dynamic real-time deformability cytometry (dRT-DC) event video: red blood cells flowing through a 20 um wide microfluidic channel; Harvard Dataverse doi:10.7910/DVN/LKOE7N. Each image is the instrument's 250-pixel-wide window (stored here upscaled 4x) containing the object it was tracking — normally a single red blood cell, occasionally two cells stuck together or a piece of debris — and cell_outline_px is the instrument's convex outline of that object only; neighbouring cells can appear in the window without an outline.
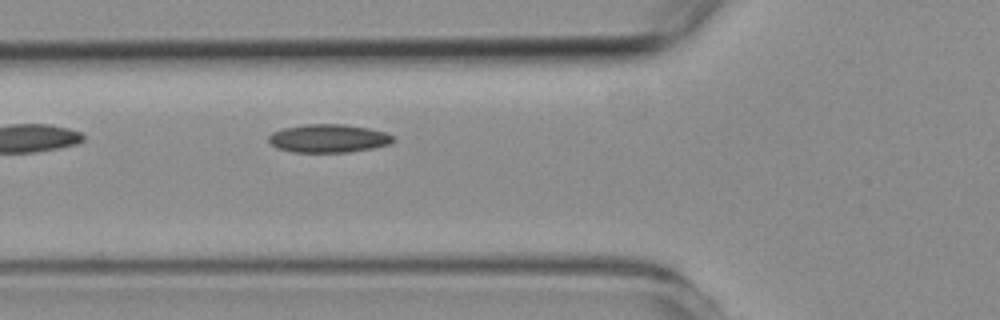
{"species": "common noctule bat (a hibernating species)", "species_latin": "Nyctalus noctula", "temperature_condition": "room temperature", "stored_images_in_passage": 5, "segment_of_instrument_passage": [1, 2], "camera_frame_rate_fps": 3000, "um_per_image_px": 0.085, "animal": {"sex": "female", "body_mass_g": 19.3, "forearm_length_mm": 54.1}, "frame": {"image": 1, "passage_image": 4, "time_ms": 3.333, "image_size_px": [1000, 320], "cell_outline_px": [[396, 140], [392, 144], [372, 148], [348, 152], [292, 152], [276, 148], [268, 140], [268, 136], [272, 132], [284, 128], [304, 124], [344, 124], [368, 128], [384, 132], [392, 136]], "centroid_in_image_um": [27.92, 11.76], "position_along_channel_um": 97.9, "area_um2": 20.58}}